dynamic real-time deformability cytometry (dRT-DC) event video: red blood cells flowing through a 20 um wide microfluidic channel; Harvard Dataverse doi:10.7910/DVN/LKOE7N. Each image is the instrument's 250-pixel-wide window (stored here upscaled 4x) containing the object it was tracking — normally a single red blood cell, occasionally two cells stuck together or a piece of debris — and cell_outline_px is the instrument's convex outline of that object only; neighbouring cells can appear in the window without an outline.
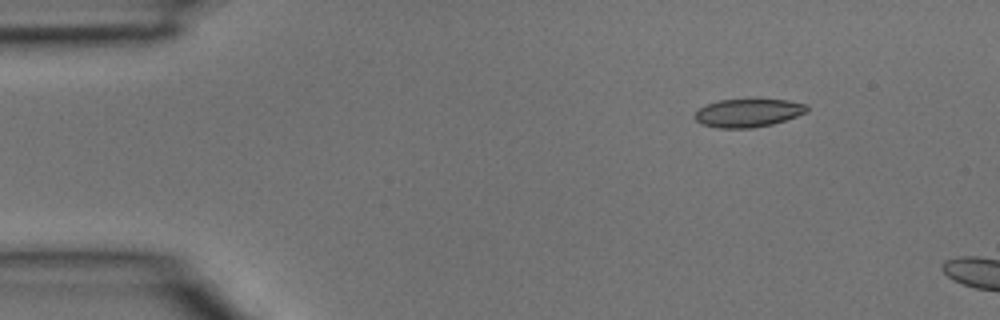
{"species": "common noctule bat (a hibernating species)", "species_latin": "Nyctalus noctula", "temperature_condition": "room temperature", "stored_images_in_passage": 2, "camera_frame_rate_fps": 3000, "um_per_image_px": 0.085, "animal": {"sex": "male", "body_mass_g": 15.6}, "frame": {"image": 1, "passage_image": 1, "time_ms": 0.0, "image_size_px": [1000, 320], "cell_outline_px": [[808, 112], [772, 124], [752, 128], [716, 128], [704, 124], [696, 120], [696, 112], [704, 104], [720, 100], [788, 100], [808, 104]], "centroid_in_image_um": [63.61, 9.59], "position_along_channel_um": 21.4, "area_um2": 18.26}}